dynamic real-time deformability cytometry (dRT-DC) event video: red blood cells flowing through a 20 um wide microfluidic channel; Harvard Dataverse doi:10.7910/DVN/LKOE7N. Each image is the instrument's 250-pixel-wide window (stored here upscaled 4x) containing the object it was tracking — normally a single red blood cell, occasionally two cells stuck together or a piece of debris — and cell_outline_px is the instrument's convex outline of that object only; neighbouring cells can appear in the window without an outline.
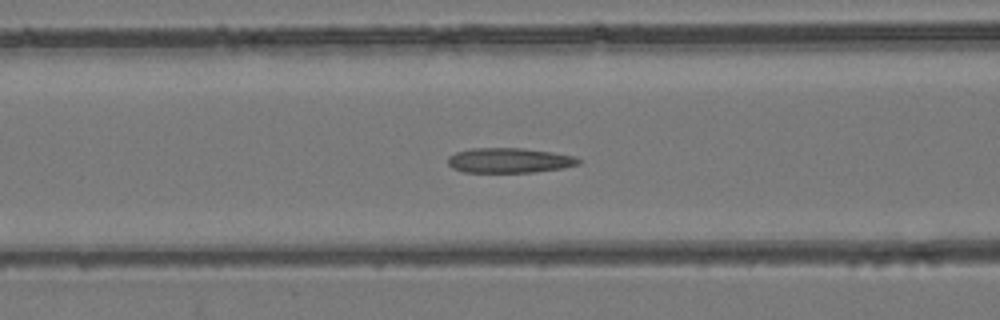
{"species": "common noctule bat (a hibernating species)", "species_latin": "Nyctalus noctula", "temperature_condition": "room temperature", "stored_images_in_passage": 48, "camera_frame_rate_fps": 3000, "um_per_image_px": 0.085, "animal": {"sex": "female", "body_mass_g": 24.6, "forearm_length_mm": 56.2}, "frame": {"image": 1, "passage_image": 20, "time_ms": 6.333, "image_size_px": [1000, 320], "cell_outline_px": [[580, 164], [564, 168], [532, 172], [464, 172], [452, 168], [448, 164], [448, 156], [456, 152], [472, 148], [520, 148], [552, 152], [576, 156], [580, 160]], "centroid_in_image_um": [43.29, 13.63], "position_along_channel_um": 123.3, "area_um2": 19.02}}
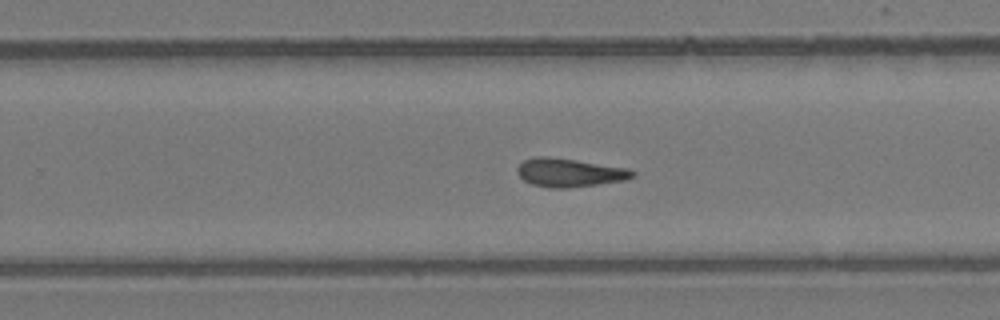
{"frame": {"image": 2, "passage_image": 31, "time_ms": 10.0, "image_size_px": [1000, 320], "cell_outline_px": [[636, 176], [624, 180], [568, 188], [548, 188], [532, 184], [524, 180], [516, 172], [516, 168], [524, 160], [536, 156], [548, 156], [576, 160], [628, 168], [636, 172]], "centroid_in_image_um": [48.39, 14.67], "position_along_channel_um": 281.4, "area_um2": 19.13}}
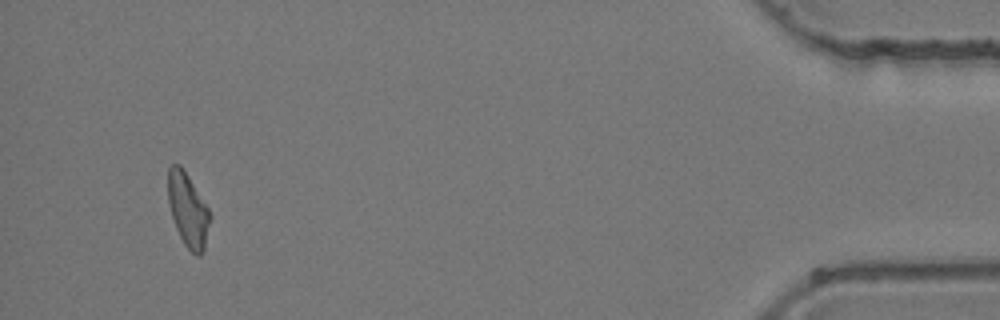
{"frame": {"image": 3, "passage_image": 46, "time_ms": 15.0, "image_size_px": [1000, 320], "cell_outline_px": [[212, 216], [204, 252], [200, 256], [196, 256], [184, 244], [176, 228], [172, 216], [168, 200], [168, 168], [172, 164], [180, 164], [188, 176], [208, 208]], "centroid_in_image_um": [15.99, 17.88], "position_along_channel_um": 419.2, "area_um2": 18.03}}